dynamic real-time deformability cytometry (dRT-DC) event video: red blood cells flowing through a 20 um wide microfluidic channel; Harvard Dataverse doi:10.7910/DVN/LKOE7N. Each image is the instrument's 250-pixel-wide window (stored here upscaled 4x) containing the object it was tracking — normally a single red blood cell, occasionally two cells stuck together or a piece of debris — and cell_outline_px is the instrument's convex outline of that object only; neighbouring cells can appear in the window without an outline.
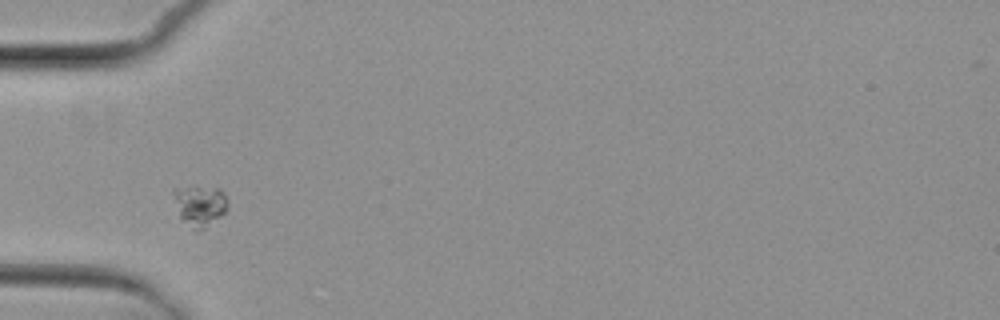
{"species": "common noctule bat (a hibernating species)", "species_latin": "Nyctalus noctula", "temperature_condition": "cold", "stored_images_in_passage": 3, "camera_frame_rate_fps": 3000, "um_per_image_px": 0.085, "animal": {"sex": "female", "body_mass_g": 29.2, "forearm_length_mm": 56.3}, "frame": {"image": 1, "passage_image": 2, "time_ms": 1.0, "image_size_px": [1000, 320], "cell_outline_px": [[228, 208], [220, 216], [204, 228], [196, 232], [180, 216], [172, 192], [172, 188], [192, 184], [220, 188], [224, 192], [228, 200]], "centroid_in_image_um": [16.99, 17.38], "position_along_channel_um": 68.0, "area_um2": 13.24}}